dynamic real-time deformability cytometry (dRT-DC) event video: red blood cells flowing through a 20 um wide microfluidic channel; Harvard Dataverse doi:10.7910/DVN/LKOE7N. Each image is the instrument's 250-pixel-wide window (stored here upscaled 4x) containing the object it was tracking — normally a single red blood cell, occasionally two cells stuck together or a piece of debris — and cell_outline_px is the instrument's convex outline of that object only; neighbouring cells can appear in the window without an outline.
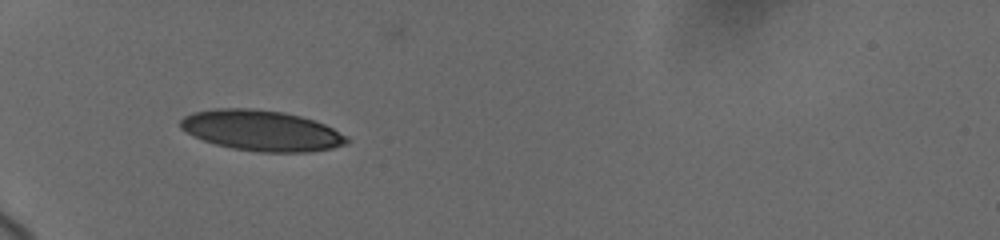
{"species": "human", "species_latin": "Homo sapiens", "temperature_condition": "cold", "stored_images_in_passage": 27, "camera_frame_rate_fps": 3000, "um_per_image_px": 0.085, "donor": {"sex": "female"}, "frame": {"image": 1, "passage_image": 1, "time_ms": 0.0, "image_size_px": [1000, 240], "cell_outline_px": [[348, 144], [332, 148], [308, 152], [256, 152], [232, 148], [216, 144], [192, 136], [180, 128], [180, 120], [184, 116], [192, 112], [216, 108], [252, 108], [284, 112], [300, 116], [324, 124], [348, 136]], "centroid_in_image_um": [22.21, 11.1], "position_along_channel_um": 62.8, "area_um2": 39.48}}
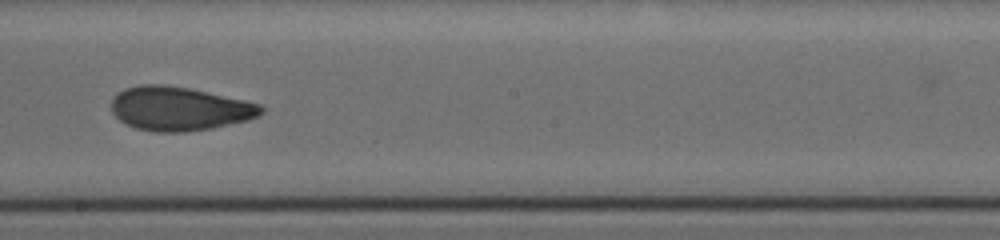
{"frame": {"image": 2, "passage_image": 13, "time_ms": 5.0, "image_size_px": [1000, 240], "cell_outline_px": [[264, 112], [248, 120], [212, 128], [184, 132], [152, 132], [136, 128], [120, 120], [112, 112], [112, 96], [124, 88], [140, 84], [164, 84], [188, 88], [244, 100], [260, 104], [264, 108]], "centroid_in_image_um": [15.22, 9.23], "position_along_channel_um": 233.0, "area_um2": 38.26}}
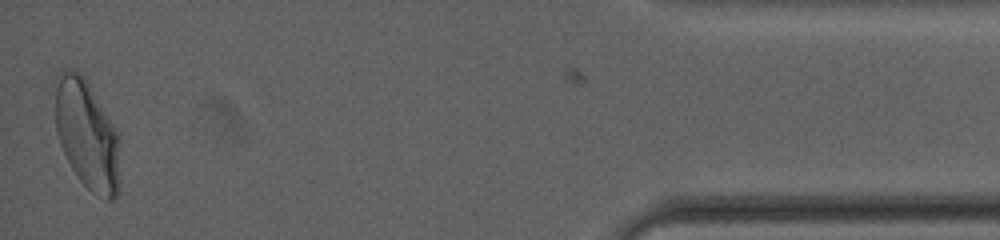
{"frame": {"image": 3, "passage_image": 27, "time_ms": 12.0, "image_size_px": [1000, 240], "cell_outline_px": [[120, 136], [116, 196], [112, 200], [104, 200], [96, 196], [76, 176], [60, 144], [56, 132], [56, 76], [64, 72], [76, 72], [84, 76]], "centroid_in_image_um": [7.4, 11.49], "position_along_channel_um": 427.8, "area_um2": 40.52}, "authors_computed_cell_mechanics": {"area_um2": 38.437, "velocity_mm_per_s": 3.7001, "shape_relaxation_time_tau1_ms": null, "shape_relaxation_time_tau2_ms": 1.4797, "deformation_change_tau1": null, "deformation_change_tau2": 0.0656}}